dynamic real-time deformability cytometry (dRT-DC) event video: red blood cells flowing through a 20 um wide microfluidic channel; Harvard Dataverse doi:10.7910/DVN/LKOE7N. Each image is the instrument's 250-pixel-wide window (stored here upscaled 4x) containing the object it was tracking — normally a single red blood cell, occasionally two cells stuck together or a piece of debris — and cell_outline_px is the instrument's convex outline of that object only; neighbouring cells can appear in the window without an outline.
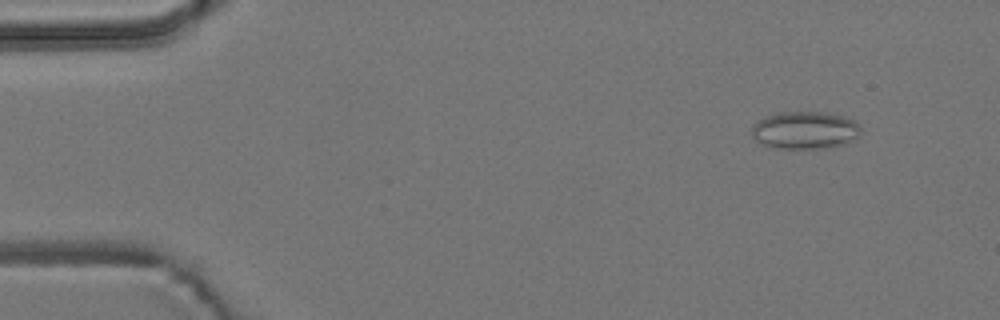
{"species": "common noctule bat (a hibernating species)", "species_latin": "Nyctalus noctula", "temperature_condition": "room temperature", "stored_images_in_passage": 4, "camera_frame_rate_fps": 3000, "um_per_image_px": 0.085, "animal": {"sex": "male", "body_mass_g": 19.2, "forearm_length_mm": 51.8}, "frame": {"image": 1, "passage_image": 2, "time_ms": 1.0, "image_size_px": [1000, 320], "cell_outline_px": [[860, 132], [852, 140], [844, 144], [832, 148], [772, 148], [756, 140], [752, 136], [752, 124], [756, 120], [764, 116], [780, 112], [824, 112], [844, 116], [852, 120], [860, 128]], "centroid_in_image_um": [68.37, 11.06], "position_along_channel_um": 16.6, "area_um2": 23.93}}